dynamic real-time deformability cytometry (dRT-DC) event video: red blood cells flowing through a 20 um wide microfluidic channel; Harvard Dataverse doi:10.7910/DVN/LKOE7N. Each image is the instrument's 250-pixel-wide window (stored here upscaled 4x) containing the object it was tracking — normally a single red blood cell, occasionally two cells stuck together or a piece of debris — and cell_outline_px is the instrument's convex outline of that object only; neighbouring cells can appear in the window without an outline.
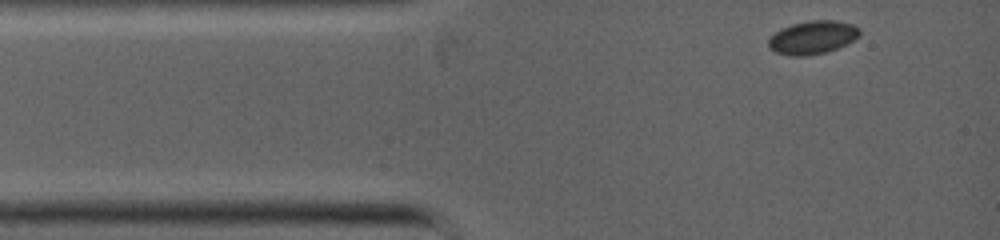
{"species": "common noctule bat (a hibernating species)", "species_latin": "Nyctalus noctula", "temperature_condition": "warm", "stored_images_in_passage": 24, "camera_frame_rate_fps": 5000, "um_per_image_px": 0.085, "animal": {"sex": "female", "body_mass_g": 19.0, "forearm_length_mm": 53.3}, "frame": {"image": 1, "passage_image": 1, "time_ms": 0.0, "image_size_px": [1000, 240], "cell_outline_px": [[860, 36], [836, 48], [824, 52], [804, 56], [792, 56], [776, 52], [768, 48], [768, 40], [780, 28], [792, 24], [808, 20], [836, 20], [852, 24], [860, 28]], "centroid_in_image_um": [69.05, 3.16], "position_along_channel_um": 15.9, "area_um2": 17.57}}
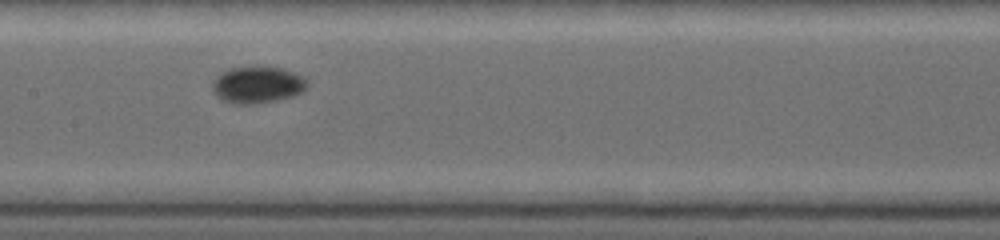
{"frame": {"image": 2, "passage_image": 11, "time_ms": 4.4, "image_size_px": [1000, 240], "cell_outline_px": [[308, 88], [292, 96], [276, 100], [256, 104], [232, 104], [220, 100], [216, 96], [212, 88], [212, 80], [220, 72], [228, 68], [284, 68], [308, 80]], "centroid_in_image_um": [21.83, 7.23], "position_along_channel_um": 185.6, "area_um2": 20.29}}
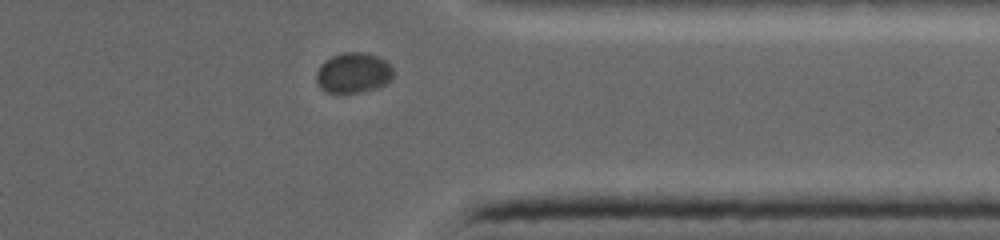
{"frame": {"image": 3, "passage_image": 21, "time_ms": 8.6, "image_size_px": [1000, 240], "cell_outline_px": [[392, 80], [376, 88], [364, 92], [328, 92], [320, 88], [316, 80], [316, 72], [320, 64], [324, 60], [332, 56], [344, 52], [364, 52], [380, 56], [388, 60], [392, 68]], "centroid_in_image_um": [30.05, 6.17], "position_along_channel_um": 381.4, "area_um2": 18.32}}